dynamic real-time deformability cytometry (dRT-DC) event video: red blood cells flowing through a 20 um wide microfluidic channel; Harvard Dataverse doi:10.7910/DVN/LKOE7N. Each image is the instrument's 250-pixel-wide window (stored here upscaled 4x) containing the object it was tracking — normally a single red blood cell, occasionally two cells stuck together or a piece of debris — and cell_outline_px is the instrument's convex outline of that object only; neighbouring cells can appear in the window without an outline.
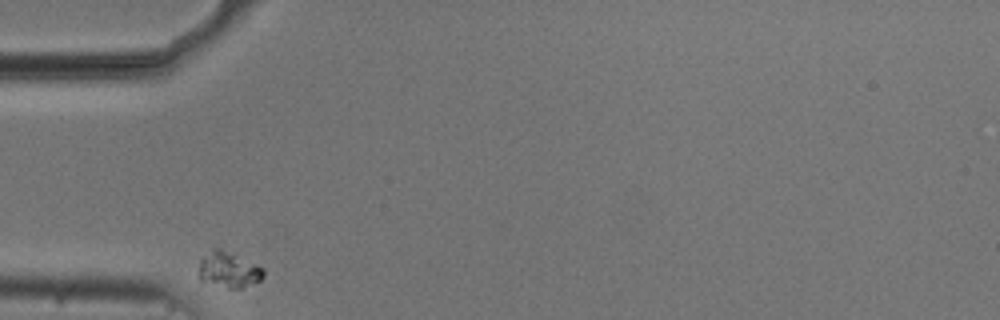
{"species": "common noctule bat (a hibernating species)", "species_latin": "Nyctalus noctula", "temperature_condition": "cold", "stored_images_in_passage": 32, "camera_frame_rate_fps": 3000, "um_per_image_px": 0.085, "animal": {"sex": "male", "body_mass_g": 20.5, "forearm_length_mm": 52.5}, "frame": {"image": 1, "passage_image": 1, "time_ms": 0.0, "image_size_px": [1000, 320], "cell_outline_px": [[264, 276], [260, 280], [240, 288], [228, 288], [200, 280], [200, 260], [212, 248], [220, 248], [264, 268]], "centroid_in_image_um": [19.44, 22.92], "position_along_channel_um": 65.6, "area_um2": 13.12}}
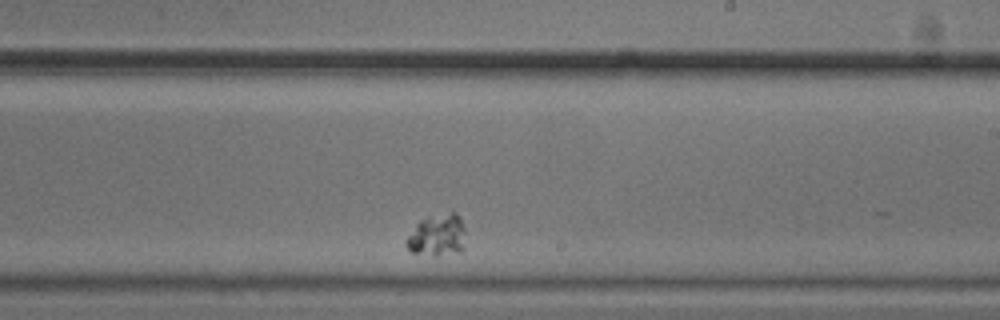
{"frame": {"image": 2, "passage_image": 20, "time_ms": 6.333, "image_size_px": [1000, 320], "cell_outline_px": [[464, 248], [460, 252], [436, 256], [412, 252], [404, 244], [408, 236], [416, 224], [420, 220], [428, 216], [452, 212], [456, 212], [460, 216], [464, 228]], "centroid_in_image_um": [37.18, 20.0], "position_along_channel_um": 251.8, "area_um2": 14.57}}
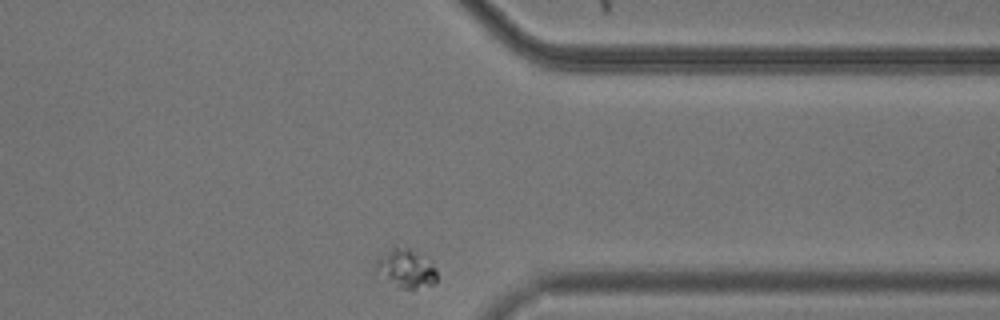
{"frame": {"image": 3, "passage_image": 32, "time_ms": 10.333, "image_size_px": [1000, 320], "cell_outline_px": [[436, 280], [432, 284], [416, 288], [400, 288], [376, 272], [376, 260], [380, 256], [392, 248], [408, 248], [416, 252], [436, 268]], "centroid_in_image_um": [34.49, 22.83], "position_along_channel_um": 376.9, "area_um2": 13.06}}